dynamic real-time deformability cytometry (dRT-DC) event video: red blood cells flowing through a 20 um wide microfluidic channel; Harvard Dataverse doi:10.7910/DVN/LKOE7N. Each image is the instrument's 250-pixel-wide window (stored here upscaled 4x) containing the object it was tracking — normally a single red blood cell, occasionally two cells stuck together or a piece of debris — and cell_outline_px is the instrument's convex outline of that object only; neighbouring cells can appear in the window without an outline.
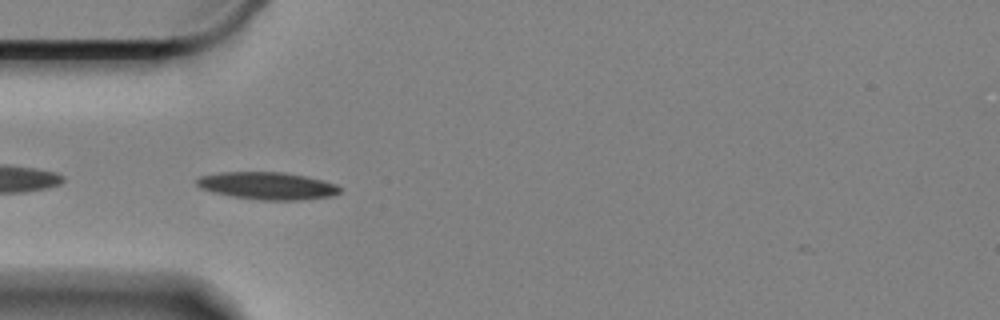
{"species": "Egyptian fruit bat (a non-hibernating species)", "species_latin": "Rousettus aegyptiacus", "temperature_condition": "cold", "stored_images_in_passage": 44, "camera_frame_rate_fps": 3000, "um_per_image_px": 0.085, "animal": {"sex": "female"}, "frame": {"image": 1, "passage_image": 2, "time_ms": 0.333, "image_size_px": [1000, 320], "cell_outline_px": [[340, 192], [332, 196], [300, 200], [256, 200], [232, 196], [212, 192], [200, 188], [196, 184], [196, 180], [200, 176], [220, 172], [284, 172], [304, 176], [336, 184], [340, 188]], "centroid_in_image_um": [22.69, 15.79], "position_along_channel_um": 62.3, "area_um2": 22.83}}
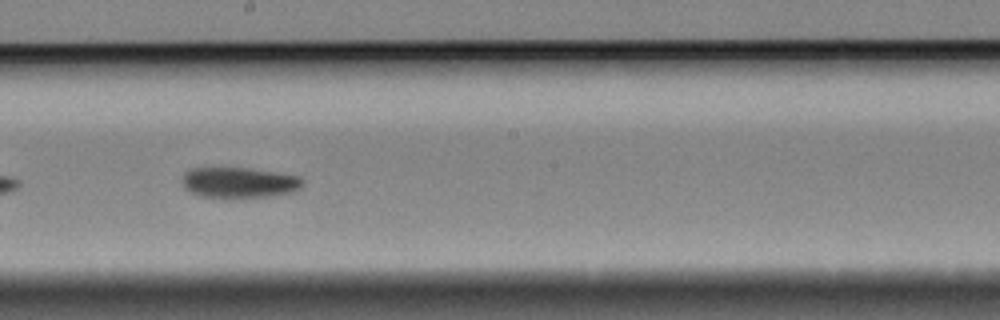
{"frame": {"image": 2, "passage_image": 17, "time_ms": 5.333, "image_size_px": [1000, 320], "cell_outline_px": [[304, 184], [296, 192], [272, 196], [200, 196], [184, 188], [184, 172], [192, 168], [248, 168], [276, 172], [300, 176], [304, 180]], "centroid_in_image_um": [20.41, 15.5], "position_along_channel_um": 227.8, "area_um2": 21.15}}
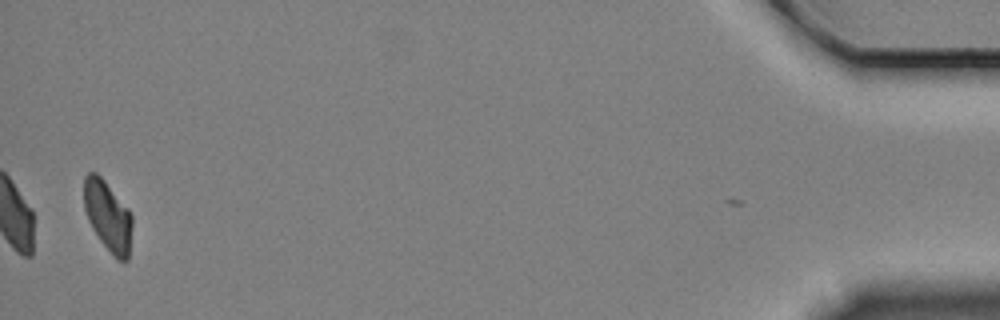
{"frame": {"image": 3, "passage_image": 43, "time_ms": 14.0, "image_size_px": [1000, 320], "cell_outline_px": [[132, 224], [128, 260], [116, 260], [112, 256], [100, 240], [92, 228], [88, 220], [84, 208], [84, 176], [88, 172], [96, 172], [104, 180], [128, 208], [132, 216]], "centroid_in_image_um": [9.16, 18.37], "position_along_channel_um": 426.0, "area_um2": 19.77}, "authors_computed_cell_mechanics": {"area_um2": 21.5016, "velocity_mm_per_s": 3.3149, "shape_relaxation_time_tau1_ms": 3.3461, "shape_relaxation_time_tau2_ms": null, "deformation_change_tau1": 0.1245, "deformation_change_tau2": null}}